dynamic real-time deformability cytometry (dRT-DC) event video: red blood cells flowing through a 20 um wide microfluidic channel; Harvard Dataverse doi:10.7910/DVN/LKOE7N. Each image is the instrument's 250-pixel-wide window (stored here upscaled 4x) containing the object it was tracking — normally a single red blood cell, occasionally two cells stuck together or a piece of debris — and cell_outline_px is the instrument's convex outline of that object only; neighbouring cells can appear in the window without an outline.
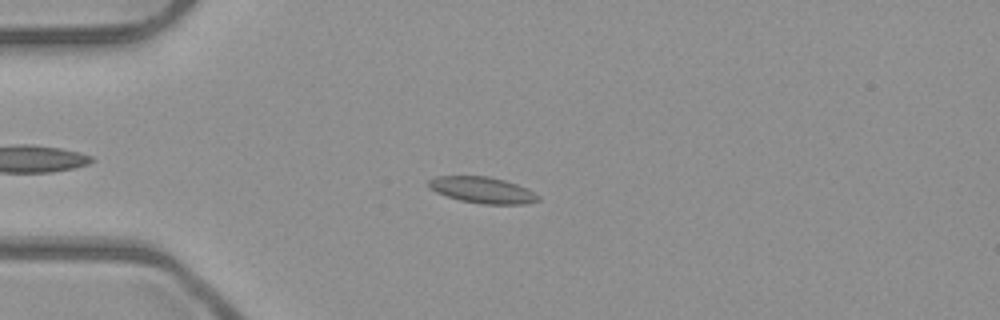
{"species": "common noctule bat (a hibernating species)", "species_latin": "Nyctalus noctula", "temperature_condition": "room temperature", "stored_images_in_passage": 53, "camera_frame_rate_fps": 3000, "um_per_image_px": 0.085, "animal": {"sex": "male", "body_mass_g": 23.1, "forearm_length_mm": 52.7}, "frame": {"image": 1, "passage_image": 14, "time_ms": 4.333, "image_size_px": [1000, 320], "cell_outline_px": [[540, 200], [528, 204], [484, 204], [460, 200], [436, 192], [428, 188], [428, 180], [436, 176], [488, 176], [504, 180], [516, 184], [540, 196]], "centroid_in_image_um": [40.98, 16.15], "position_along_channel_um": 44.0, "area_um2": 16.65}}
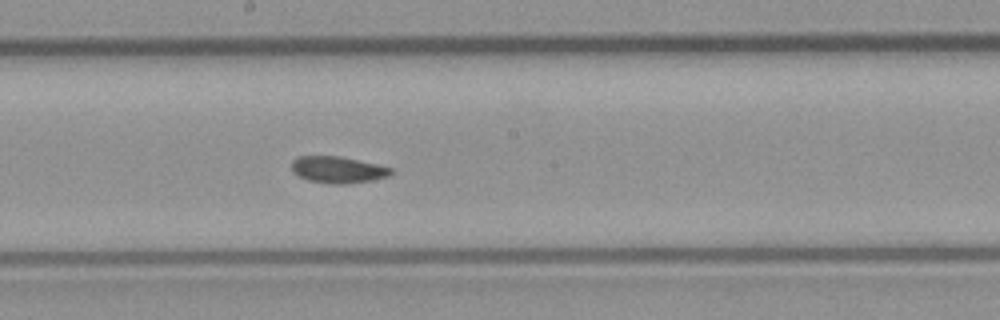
{"frame": {"image": 2, "passage_image": 29, "time_ms": 9.333, "image_size_px": [1000, 320], "cell_outline_px": [[392, 172], [388, 176], [372, 180], [348, 184], [332, 184], [308, 180], [292, 172], [292, 160], [296, 156], [340, 156], [376, 164], [392, 168]], "centroid_in_image_um": [28.69, 14.42], "position_along_channel_um": 219.5, "area_um2": 15.37}}
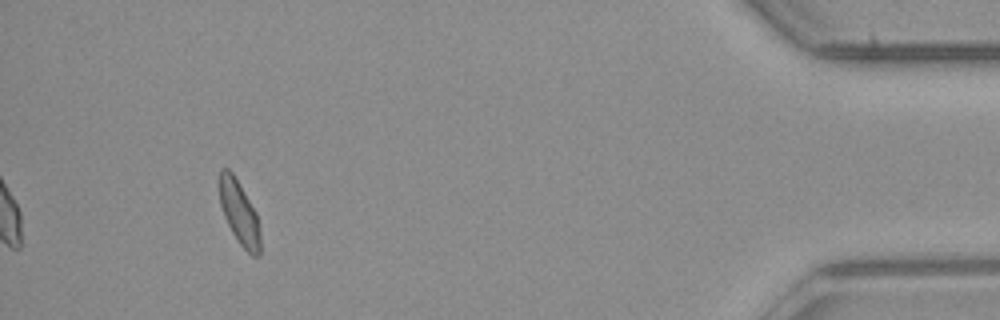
{"frame": {"image": 3, "passage_image": 49, "time_ms": 16.0, "image_size_px": [1000, 320], "cell_outline_px": [[260, 256], [252, 256], [236, 240], [224, 216], [220, 204], [220, 168], [228, 168], [232, 172], [256, 212], [260, 232]], "centroid_in_image_um": [20.35, 18.11], "position_along_channel_um": 414.9, "area_um2": 14.97}, "authors_computed_cell_mechanics": {"area_um2": 15.7794, "velocity_mm_per_s": 3.9554, "shape_relaxation_time_tau1_ms": null, "shape_relaxation_time_tau2_ms": 5.2073, "deformation_change_tau1": null, "deformation_change_tau2": 0.0949}}